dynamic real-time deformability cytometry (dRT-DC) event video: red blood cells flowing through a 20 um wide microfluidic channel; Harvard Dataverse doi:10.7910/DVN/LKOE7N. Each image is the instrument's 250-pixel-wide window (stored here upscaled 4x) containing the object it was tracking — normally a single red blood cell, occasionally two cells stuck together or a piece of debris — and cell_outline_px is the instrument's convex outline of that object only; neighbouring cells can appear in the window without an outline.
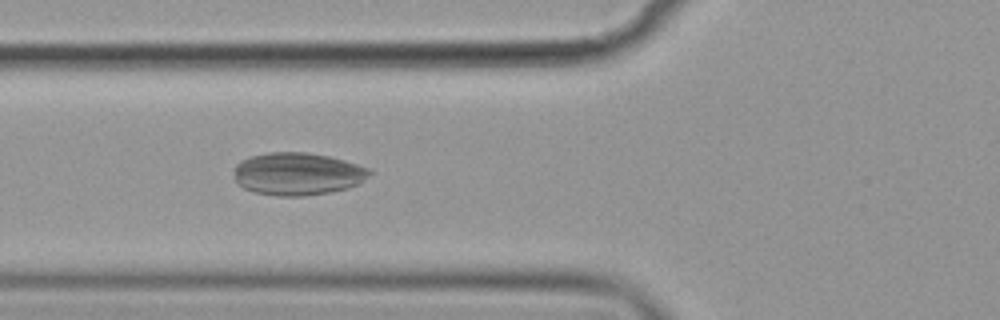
{"species": "common noctule bat (a hibernating species)", "species_latin": "Nyctalus noctula", "temperature_condition": "cold", "stored_images_in_passage": 43, "camera_frame_rate_fps": 3000, "um_per_image_px": 0.085, "animal": {"sex": "female", "body_mass_g": 19.9}, "frame": {"image": 1, "passage_image": 8, "time_ms": 2.333, "image_size_px": [1000, 320], "cell_outline_px": [[372, 172], [368, 176], [356, 184], [348, 188], [328, 192], [304, 196], [276, 196], [252, 192], [236, 184], [236, 164], [240, 160], [252, 156], [268, 152], [304, 152], [328, 156], [344, 160], [368, 168]], "centroid_in_image_um": [25.26, 14.78], "position_along_channel_um": 100.5, "area_um2": 33.47}}
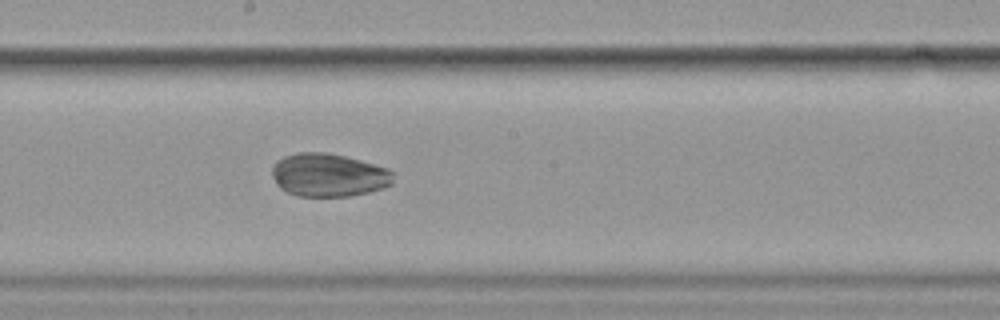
{"frame": {"image": 2, "passage_image": 18, "time_ms": 5.667, "image_size_px": [1000, 320], "cell_outline_px": [[392, 184], [384, 188], [352, 196], [296, 196], [280, 188], [276, 184], [272, 176], [272, 168], [276, 160], [284, 156], [300, 152], [328, 152], [360, 160], [388, 168], [392, 172]], "centroid_in_image_um": [27.91, 14.88], "position_along_channel_um": 220.3, "area_um2": 30.63}}
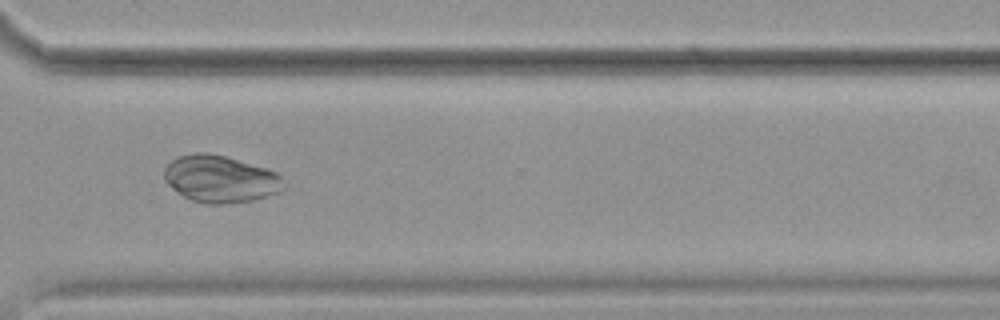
{"frame": {"image": 3, "passage_image": 29, "time_ms": 9.333, "image_size_px": [1000, 320], "cell_outline_px": [[284, 188], [280, 192], [252, 200], [224, 204], [208, 204], [192, 200], [176, 192], [164, 180], [164, 168], [172, 160], [180, 156], [192, 152], [208, 152], [224, 156], [268, 168], [276, 172], [280, 176], [284, 184]], "centroid_in_image_um": [18.72, 15.2], "position_along_channel_um": 351.9, "area_um2": 32.83}}